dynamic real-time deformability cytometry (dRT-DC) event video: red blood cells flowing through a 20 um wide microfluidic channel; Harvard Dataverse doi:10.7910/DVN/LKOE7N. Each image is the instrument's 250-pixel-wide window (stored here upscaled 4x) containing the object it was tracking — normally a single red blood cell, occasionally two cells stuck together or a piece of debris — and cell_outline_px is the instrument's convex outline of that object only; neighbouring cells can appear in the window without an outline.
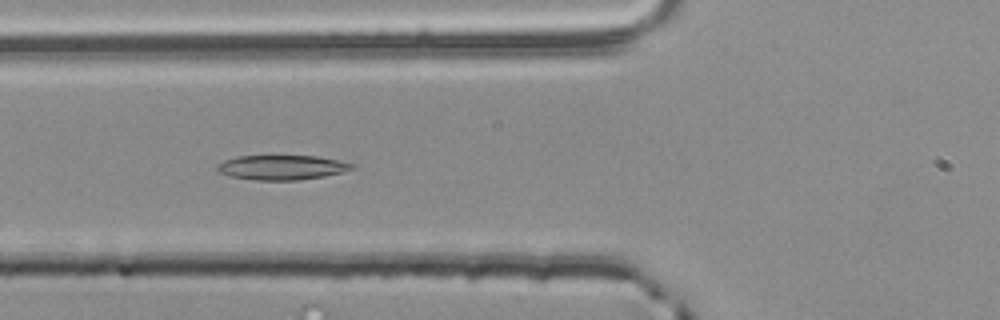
{"species": "common noctule bat (a hibernating species)", "species_latin": "Nyctalus noctula", "temperature_condition": "room temperature", "stored_images_in_passage": 54, "camera_frame_rate_fps": 3000, "um_per_image_px": 0.085, "animal": {"sex": "male", "body_mass_g": 20.4}, "frame": {"image": 1, "passage_image": 20, "time_ms": 6.333, "image_size_px": [1000, 320], "cell_outline_px": [[356, 168], [344, 172], [324, 176], [296, 180], [252, 180], [232, 176], [220, 172], [216, 168], [224, 160], [236, 156], [316, 156], [356, 164]], "centroid_in_image_um": [24.0, 14.23], "position_along_channel_um": 101.8, "area_um2": 19.25}}
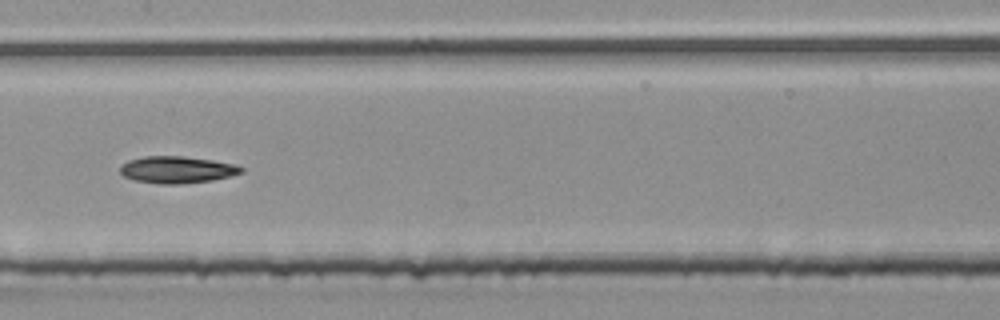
{"frame": {"image": 2, "passage_image": 27, "time_ms": 8.667, "image_size_px": [1000, 320], "cell_outline_px": [[244, 172], [212, 180], [180, 184], [160, 184], [136, 180], [124, 176], [120, 172], [120, 164], [128, 160], [144, 156], [184, 156], [212, 160], [236, 164], [244, 168]], "centroid_in_image_um": [15.04, 14.41], "position_along_channel_um": 192.4, "area_um2": 19.02}}
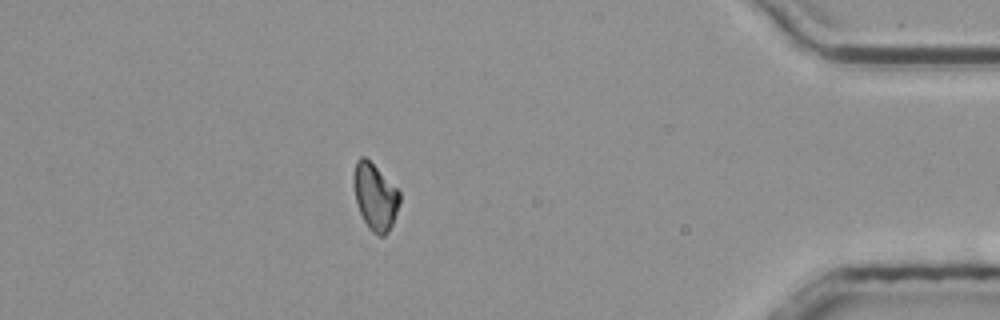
{"frame": {"image": 3, "passage_image": 47, "time_ms": 15.333, "image_size_px": [1000, 320], "cell_outline_px": [[400, 200], [392, 224], [388, 232], [384, 236], [380, 236], [372, 232], [368, 228], [360, 212], [356, 200], [352, 184], [352, 172], [356, 160], [360, 156], [364, 156], [400, 192]], "centroid_in_image_um": [31.84, 16.71], "position_along_channel_um": 403.4, "area_um2": 17.69}}